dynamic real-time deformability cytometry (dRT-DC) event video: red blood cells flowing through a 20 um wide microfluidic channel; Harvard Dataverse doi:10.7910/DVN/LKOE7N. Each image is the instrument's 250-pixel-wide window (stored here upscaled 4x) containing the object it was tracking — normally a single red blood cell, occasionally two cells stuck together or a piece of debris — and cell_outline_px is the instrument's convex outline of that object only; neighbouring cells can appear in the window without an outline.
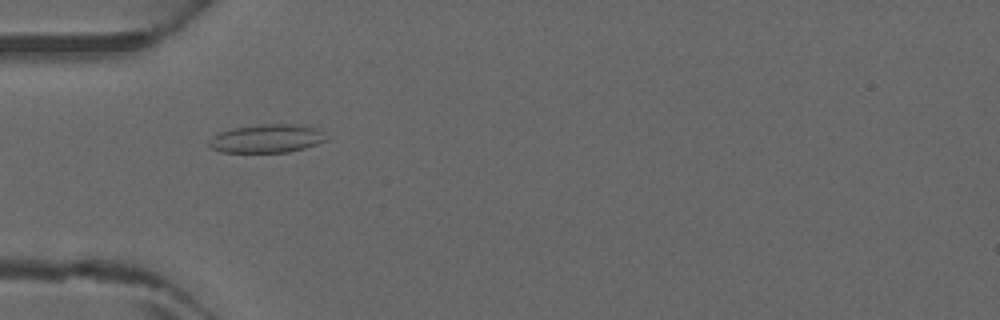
{"species": "common noctule bat (a hibernating species)", "species_latin": "Nyctalus noctula", "temperature_condition": "warm", "stored_images_in_passage": 5, "camera_frame_rate_fps": 3000, "um_per_image_px": 0.085, "animal": {"sex": "male", "forearm_length_mm": 52.5}, "frame": {"image": 1, "passage_image": 5, "time_ms": 1.333, "image_size_px": [1000, 320], "cell_outline_px": [[328, 140], [304, 148], [288, 152], [220, 152], [212, 148], [208, 144], [208, 140], [212, 136], [220, 132], [232, 128], [260, 124], [300, 124], [316, 128]], "centroid_in_image_um": [22.64, 11.77], "position_along_channel_um": 62.4, "area_um2": 19.36}}